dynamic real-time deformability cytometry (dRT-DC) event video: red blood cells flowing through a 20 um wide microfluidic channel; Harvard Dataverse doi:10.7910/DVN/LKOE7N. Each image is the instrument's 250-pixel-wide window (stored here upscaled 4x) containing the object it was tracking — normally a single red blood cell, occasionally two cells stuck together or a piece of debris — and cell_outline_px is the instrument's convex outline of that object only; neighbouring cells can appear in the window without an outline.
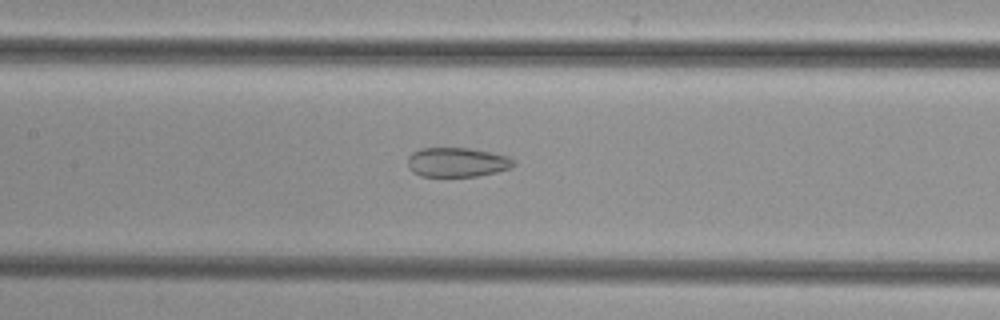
{"species": "common noctule bat (a hibernating species)", "species_latin": "Nyctalus noctula", "temperature_condition": "cold", "stored_images_in_passage": 52, "camera_frame_rate_fps": 3000, "um_per_image_px": 0.085, "animal": {"sex": "female", "body_mass_g": 29.2, "forearm_length_mm": 56.3}, "frame": {"image": 1, "passage_image": 25, "time_ms": 8.0, "image_size_px": [1000, 320], "cell_outline_px": [[516, 164], [512, 168], [496, 172], [476, 176], [420, 176], [412, 172], [408, 168], [408, 156], [412, 152], [420, 148], [468, 148], [492, 152], [508, 156]], "centroid_in_image_um": [38.84, 13.79], "position_along_channel_um": 168.6, "area_um2": 18.26}}
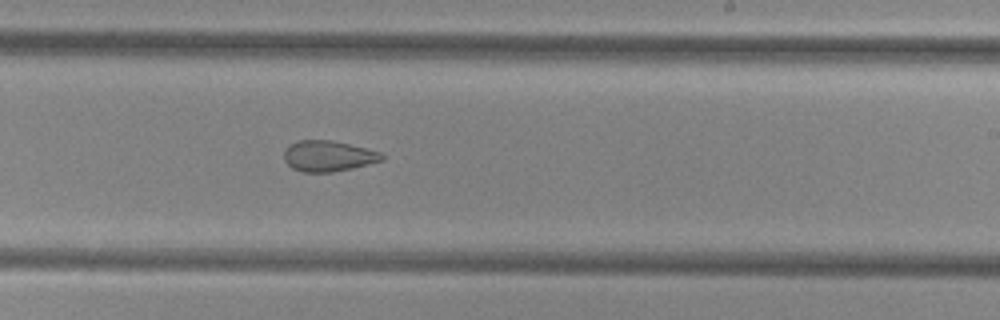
{"frame": {"image": 2, "passage_image": 32, "time_ms": 10.333, "image_size_px": [1000, 320], "cell_outline_px": [[384, 160], [352, 168], [332, 172], [304, 172], [292, 168], [284, 160], [284, 148], [288, 144], [296, 140], [332, 140], [380, 152], [384, 156]], "centroid_in_image_um": [27.85, 13.25], "position_along_channel_um": 261.1, "area_um2": 17.57}}
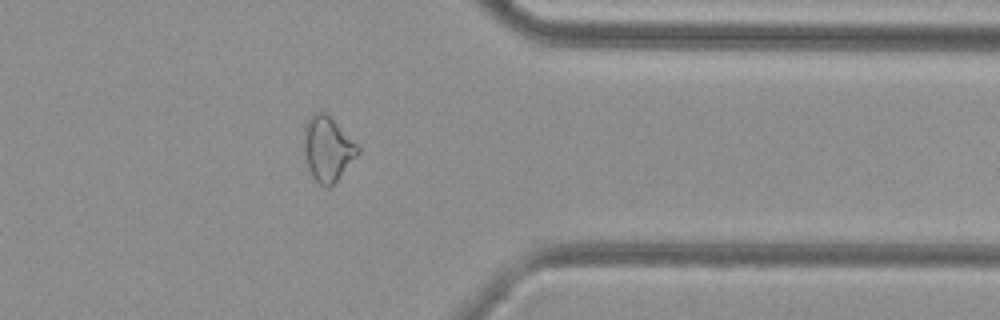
{"frame": {"image": 3, "passage_image": 42, "time_ms": 13.667, "image_size_px": [1000, 320], "cell_outline_px": [[360, 152], [336, 180], [328, 188], [324, 188], [312, 176], [304, 160], [304, 124], [312, 112], [324, 108], [360, 148]], "centroid_in_image_um": [27.81, 12.58], "position_along_channel_um": 383.6, "area_um2": 20.69}}